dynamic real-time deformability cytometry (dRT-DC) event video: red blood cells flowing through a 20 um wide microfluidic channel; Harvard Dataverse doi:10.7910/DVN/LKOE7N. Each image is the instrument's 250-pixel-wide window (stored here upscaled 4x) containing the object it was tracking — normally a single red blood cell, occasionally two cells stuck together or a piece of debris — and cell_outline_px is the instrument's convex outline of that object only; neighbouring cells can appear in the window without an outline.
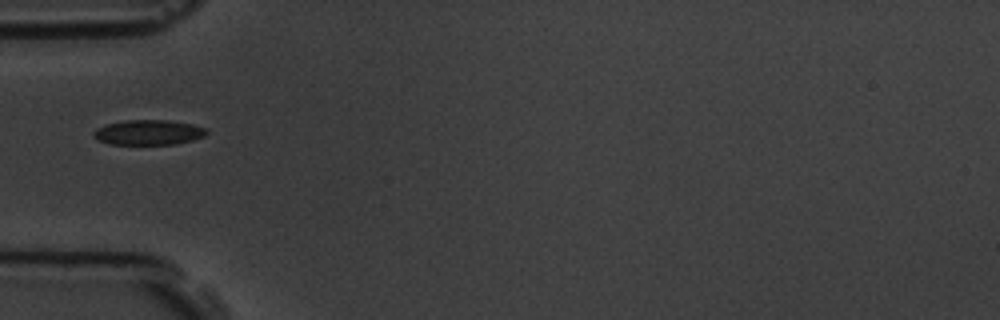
{"species": "common noctule bat (a hibernating species)", "species_latin": "Nyctalus noctula", "temperature_condition": "room temperature", "stored_images_in_passage": 6, "segment_of_instrument_passage": [2, 2], "camera_frame_rate_fps": 3000, "um_per_image_px": 0.085, "animal": {"sex": "male", "body_mass_g": 19.5, "forearm_length_mm": 54.6}, "frame": {"image": 1, "passage_image": 6, "time_ms": 5.667, "image_size_px": [1000, 320], "cell_outline_px": [[208, 132], [204, 136], [192, 140], [176, 144], [112, 144], [96, 140], [92, 136], [92, 132], [96, 128], [104, 124], [124, 120], [168, 120], [192, 124], [208, 128]], "centroid_in_image_um": [12.59, 11.25], "position_along_channel_um": 72.4, "area_um2": 16.7}}